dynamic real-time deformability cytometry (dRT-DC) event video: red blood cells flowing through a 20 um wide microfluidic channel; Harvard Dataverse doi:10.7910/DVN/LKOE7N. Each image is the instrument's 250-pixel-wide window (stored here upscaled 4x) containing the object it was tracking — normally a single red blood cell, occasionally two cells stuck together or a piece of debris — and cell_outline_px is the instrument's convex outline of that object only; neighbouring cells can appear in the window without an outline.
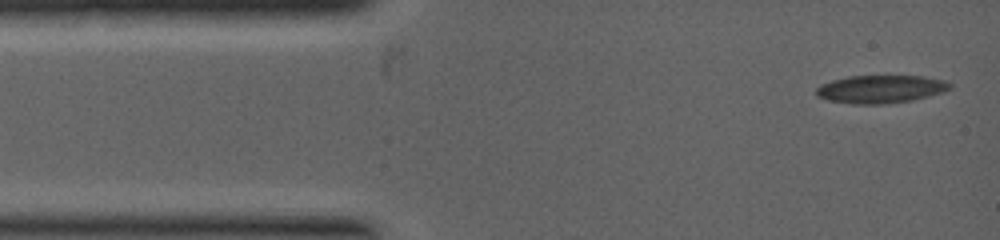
{"species": "common noctule bat (a hibernating species)", "species_latin": "Nyctalus noctula", "temperature_condition": "warm", "stored_images_in_passage": 5, "camera_frame_rate_fps": 5000, "um_per_image_px": 0.085, "animal": {"sex": "female", "body_mass_g": 19.0, "forearm_length_mm": 53.3}, "frame": {"image": 1, "passage_image": 1, "time_ms": 0.0, "image_size_px": [1000, 240], "cell_outline_px": [[952, 88], [944, 92], [912, 100], [888, 104], [852, 104], [828, 100], [816, 96], [816, 88], [820, 84], [832, 80], [848, 76], [924, 76], [948, 80], [952, 84]], "centroid_in_image_um": [74.88, 7.57], "position_along_channel_um": 10.1, "area_um2": 22.08}}
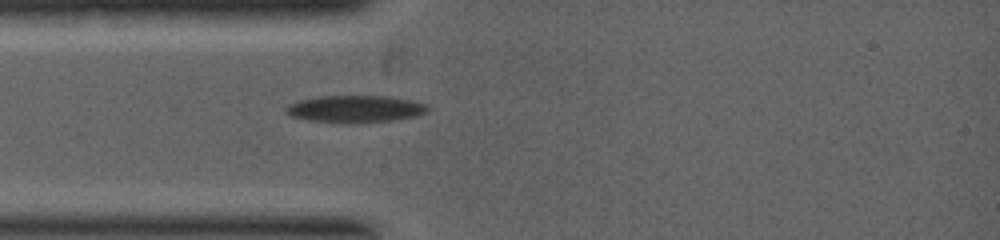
{"frame": {"image": 2, "passage_image": 5, "time_ms": 1.6, "image_size_px": [1000, 240], "cell_outline_px": [[428, 108], [424, 112], [412, 116], [392, 120], [308, 120], [292, 116], [284, 108], [288, 104], [296, 100], [320, 96], [388, 96], [412, 100], [428, 104]], "centroid_in_image_um": [30.17, 9.19], "position_along_channel_um": 54.8, "area_um2": 21.15}}